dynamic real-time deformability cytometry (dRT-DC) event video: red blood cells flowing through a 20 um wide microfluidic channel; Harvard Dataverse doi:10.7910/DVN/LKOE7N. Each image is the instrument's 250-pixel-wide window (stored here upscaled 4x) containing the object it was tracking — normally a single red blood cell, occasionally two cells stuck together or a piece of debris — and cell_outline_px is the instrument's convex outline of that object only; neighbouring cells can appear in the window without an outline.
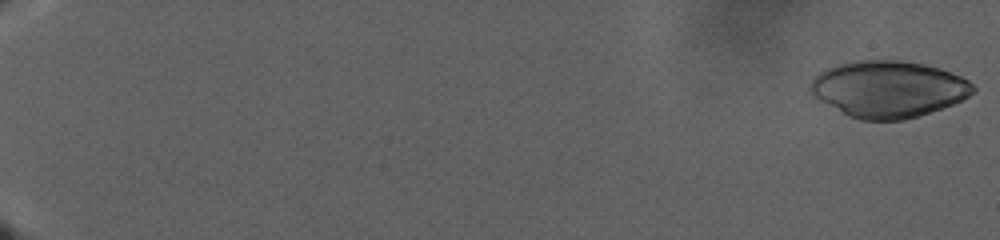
{"species": "human", "species_latin": "Homo sapiens", "temperature_condition": "warm", "stored_images_in_passage": 150, "camera_frame_rate_fps": 3000, "um_per_image_px": 0.085, "donor": {"sex": "male"}, "frame": {"image": 1, "passage_image": 2, "time_ms": 0.333, "image_size_px": [1000, 240], "cell_outline_px": [[976, 88], [968, 96], [952, 104], [904, 120], [860, 120], [848, 116], [816, 100], [808, 92], [808, 84], [820, 72], [836, 64], [856, 60], [900, 60], [924, 64], [940, 68], [960, 76], [968, 80]], "centroid_in_image_um": [75.43, 7.57], "position_along_channel_um": 9.6, "area_um2": 53.81}}
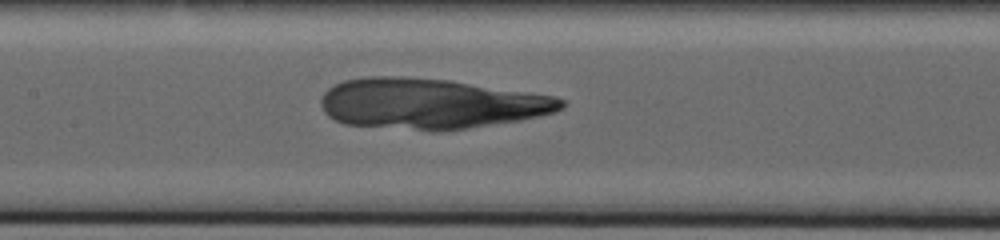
{"frame": {"image": 2, "passage_image": 84, "time_ms": 27.667, "image_size_px": [1000, 240], "cell_outline_px": [[568, 104], [564, 108], [556, 112], [540, 116], [520, 120], [444, 132], [432, 132], [344, 124], [328, 116], [324, 112], [320, 104], [320, 100], [324, 92], [328, 88], [344, 80], [364, 76], [404, 76], [448, 80], [556, 96], [564, 100]], "centroid_in_image_um": [36.6, 8.82], "position_along_channel_um": 170.8, "area_um2": 71.56}}
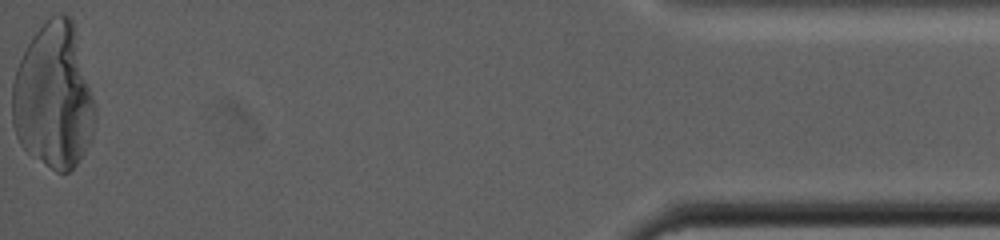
{"frame": {"image": 3, "passage_image": 150, "time_ms": 49.667, "image_size_px": [1000, 240], "cell_outline_px": [[96, 116], [92, 140], [76, 164], [68, 172], [56, 172], [28, 152], [20, 144], [16, 136], [12, 124], [12, 84], [16, 68], [32, 36], [44, 20], [52, 12], [68, 12], [72, 20], [96, 104]], "centroid_in_image_um": [4.57, 8.17], "position_along_channel_um": 430.6, "area_um2": 70.86}}